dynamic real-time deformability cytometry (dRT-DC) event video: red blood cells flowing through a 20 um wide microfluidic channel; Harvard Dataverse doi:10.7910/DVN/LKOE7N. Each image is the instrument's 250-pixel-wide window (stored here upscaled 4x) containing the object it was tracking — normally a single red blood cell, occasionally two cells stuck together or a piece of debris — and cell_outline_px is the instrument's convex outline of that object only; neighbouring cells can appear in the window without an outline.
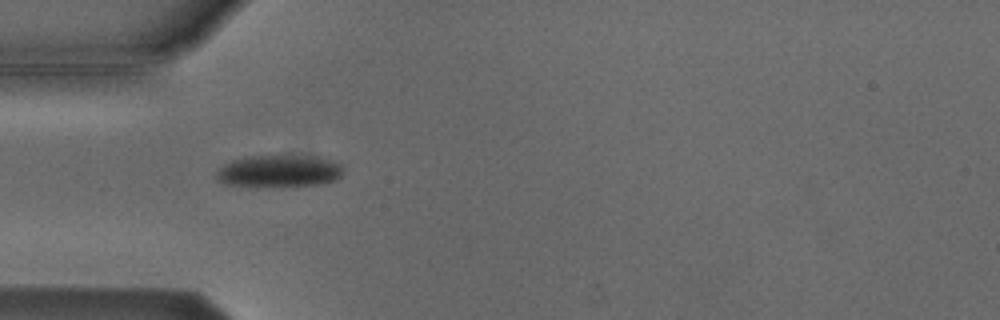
{"species": "Egyptian fruit bat (a non-hibernating species)", "species_latin": "Rousettus aegyptiacus", "temperature_condition": "cold", "stored_images_in_passage": 1, "camera_frame_rate_fps": 3000, "um_per_image_px": 0.085, "animal": {"sex": "male"}, "frame": {"image": 1, "passage_image": 1, "time_ms": 0.0, "image_size_px": [1000, 320], "cell_outline_px": [[344, 172], [336, 180], [320, 184], [280, 188], [224, 184], [216, 176], [216, 172], [224, 164], [232, 160], [244, 156], [316, 156], [344, 164]], "centroid_in_image_um": [23.77, 14.56], "position_along_channel_um": 61.2, "area_um2": 24.33}}